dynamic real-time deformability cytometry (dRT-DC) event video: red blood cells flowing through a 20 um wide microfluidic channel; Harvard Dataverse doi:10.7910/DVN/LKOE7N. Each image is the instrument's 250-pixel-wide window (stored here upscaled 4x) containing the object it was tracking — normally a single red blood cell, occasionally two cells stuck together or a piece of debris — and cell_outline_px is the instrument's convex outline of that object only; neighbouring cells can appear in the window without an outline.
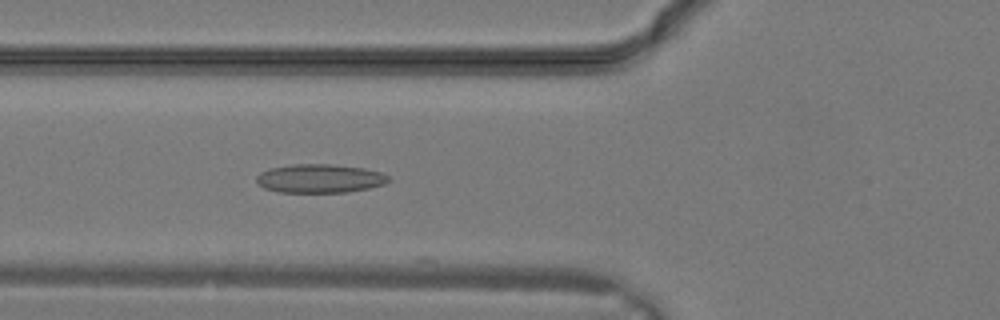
{"species": "common noctule bat (a hibernating species)", "species_latin": "Nyctalus noctula", "temperature_condition": "warm", "stored_images_in_passage": 11, "camera_frame_rate_fps": 3000, "um_per_image_px": 0.085, "animal": {"sex": "male", "body_mass_g": 19.2, "forearm_length_mm": 51.8}, "frame": {"image": 1, "passage_image": 11, "time_ms": 3.333, "image_size_px": [1000, 320], "cell_outline_px": [[392, 180], [384, 184], [368, 188], [348, 192], [280, 192], [264, 188], [256, 184], [256, 176], [260, 172], [268, 168], [292, 164], [328, 164], [364, 168], [380, 172], [388, 176]], "centroid_in_image_um": [27.15, 15.17], "position_along_channel_um": 98.7, "area_um2": 22.2}}